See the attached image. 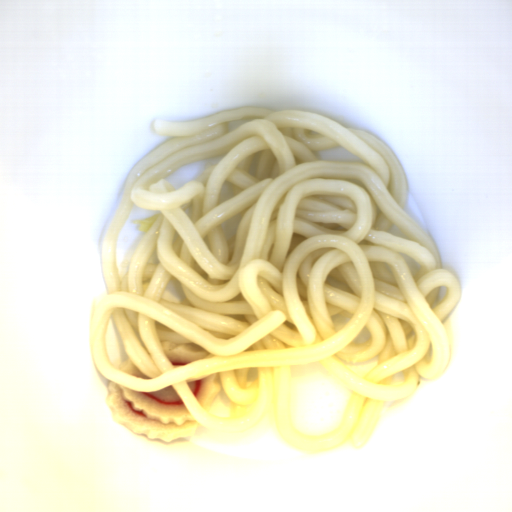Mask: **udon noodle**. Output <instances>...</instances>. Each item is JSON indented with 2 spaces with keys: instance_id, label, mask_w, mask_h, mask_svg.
<instances>
[{
  "instance_id": "udon-noodle-1",
  "label": "udon noodle",
  "mask_w": 512,
  "mask_h": 512,
  "mask_svg": "<svg viewBox=\"0 0 512 512\" xmlns=\"http://www.w3.org/2000/svg\"><path fill=\"white\" fill-rule=\"evenodd\" d=\"M152 129L171 138L130 169L101 247L108 294L89 326L99 373L140 393L172 385L204 430L246 431L271 415L292 449L364 446L386 401L444 374L443 322L462 299L404 210L397 155L294 109L246 105ZM134 203L162 212L135 220L146 233L119 279L117 236ZM165 340L212 354L175 369ZM129 358L150 380L117 369ZM319 360L353 392L338 429L315 438L292 426L289 365ZM219 372L207 412L187 382Z\"/></svg>"
}]
</instances>
